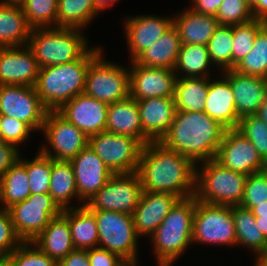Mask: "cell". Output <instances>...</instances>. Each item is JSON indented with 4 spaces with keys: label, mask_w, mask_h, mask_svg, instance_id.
<instances>
[{
    "label": "cell",
    "mask_w": 267,
    "mask_h": 266,
    "mask_svg": "<svg viewBox=\"0 0 267 266\" xmlns=\"http://www.w3.org/2000/svg\"><path fill=\"white\" fill-rule=\"evenodd\" d=\"M24 0H1V4L21 5Z\"/></svg>",
    "instance_id": "58"
},
{
    "label": "cell",
    "mask_w": 267,
    "mask_h": 266,
    "mask_svg": "<svg viewBox=\"0 0 267 266\" xmlns=\"http://www.w3.org/2000/svg\"><path fill=\"white\" fill-rule=\"evenodd\" d=\"M182 44L205 45L219 26L214 16L198 13L188 8L173 18Z\"/></svg>",
    "instance_id": "26"
},
{
    "label": "cell",
    "mask_w": 267,
    "mask_h": 266,
    "mask_svg": "<svg viewBox=\"0 0 267 266\" xmlns=\"http://www.w3.org/2000/svg\"><path fill=\"white\" fill-rule=\"evenodd\" d=\"M0 266H13L7 258H0Z\"/></svg>",
    "instance_id": "59"
},
{
    "label": "cell",
    "mask_w": 267,
    "mask_h": 266,
    "mask_svg": "<svg viewBox=\"0 0 267 266\" xmlns=\"http://www.w3.org/2000/svg\"><path fill=\"white\" fill-rule=\"evenodd\" d=\"M62 210L68 220L75 249L88 250L98 247L99 236L95 214L86 206H70Z\"/></svg>",
    "instance_id": "29"
},
{
    "label": "cell",
    "mask_w": 267,
    "mask_h": 266,
    "mask_svg": "<svg viewBox=\"0 0 267 266\" xmlns=\"http://www.w3.org/2000/svg\"><path fill=\"white\" fill-rule=\"evenodd\" d=\"M105 131L130 136L144 146L145 133L140 122L137 101L128 97L122 101L110 103L107 110Z\"/></svg>",
    "instance_id": "25"
},
{
    "label": "cell",
    "mask_w": 267,
    "mask_h": 266,
    "mask_svg": "<svg viewBox=\"0 0 267 266\" xmlns=\"http://www.w3.org/2000/svg\"><path fill=\"white\" fill-rule=\"evenodd\" d=\"M255 115L263 120L267 125V96L265 97L264 101L261 103V106L255 113Z\"/></svg>",
    "instance_id": "54"
},
{
    "label": "cell",
    "mask_w": 267,
    "mask_h": 266,
    "mask_svg": "<svg viewBox=\"0 0 267 266\" xmlns=\"http://www.w3.org/2000/svg\"><path fill=\"white\" fill-rule=\"evenodd\" d=\"M124 22V32L130 59L133 61L140 53L153 45L173 24V18L155 15L128 17Z\"/></svg>",
    "instance_id": "20"
},
{
    "label": "cell",
    "mask_w": 267,
    "mask_h": 266,
    "mask_svg": "<svg viewBox=\"0 0 267 266\" xmlns=\"http://www.w3.org/2000/svg\"><path fill=\"white\" fill-rule=\"evenodd\" d=\"M234 70L267 79V23L258 31L251 51L235 65Z\"/></svg>",
    "instance_id": "38"
},
{
    "label": "cell",
    "mask_w": 267,
    "mask_h": 266,
    "mask_svg": "<svg viewBox=\"0 0 267 266\" xmlns=\"http://www.w3.org/2000/svg\"><path fill=\"white\" fill-rule=\"evenodd\" d=\"M96 8L102 12L107 7L112 6L117 0H93Z\"/></svg>",
    "instance_id": "56"
},
{
    "label": "cell",
    "mask_w": 267,
    "mask_h": 266,
    "mask_svg": "<svg viewBox=\"0 0 267 266\" xmlns=\"http://www.w3.org/2000/svg\"><path fill=\"white\" fill-rule=\"evenodd\" d=\"M210 64L212 65V61L207 46L182 44L174 72L177 78H182V76L183 78H209Z\"/></svg>",
    "instance_id": "35"
},
{
    "label": "cell",
    "mask_w": 267,
    "mask_h": 266,
    "mask_svg": "<svg viewBox=\"0 0 267 266\" xmlns=\"http://www.w3.org/2000/svg\"><path fill=\"white\" fill-rule=\"evenodd\" d=\"M30 195L26 167L18 160L0 179V204H3L0 208L8 210L14 204L25 201Z\"/></svg>",
    "instance_id": "34"
},
{
    "label": "cell",
    "mask_w": 267,
    "mask_h": 266,
    "mask_svg": "<svg viewBox=\"0 0 267 266\" xmlns=\"http://www.w3.org/2000/svg\"><path fill=\"white\" fill-rule=\"evenodd\" d=\"M256 225L259 227V231L267 239V216L255 217Z\"/></svg>",
    "instance_id": "55"
},
{
    "label": "cell",
    "mask_w": 267,
    "mask_h": 266,
    "mask_svg": "<svg viewBox=\"0 0 267 266\" xmlns=\"http://www.w3.org/2000/svg\"><path fill=\"white\" fill-rule=\"evenodd\" d=\"M257 256V258L255 259V266H267V251L260 253L258 255H255V257Z\"/></svg>",
    "instance_id": "57"
},
{
    "label": "cell",
    "mask_w": 267,
    "mask_h": 266,
    "mask_svg": "<svg viewBox=\"0 0 267 266\" xmlns=\"http://www.w3.org/2000/svg\"><path fill=\"white\" fill-rule=\"evenodd\" d=\"M219 80L208 82V94L204 112L227 129H235L239 124L234 95L229 80L221 74ZM211 80V82H210Z\"/></svg>",
    "instance_id": "24"
},
{
    "label": "cell",
    "mask_w": 267,
    "mask_h": 266,
    "mask_svg": "<svg viewBox=\"0 0 267 266\" xmlns=\"http://www.w3.org/2000/svg\"><path fill=\"white\" fill-rule=\"evenodd\" d=\"M109 104L81 93L66 102L58 112L87 137L104 132Z\"/></svg>",
    "instance_id": "18"
},
{
    "label": "cell",
    "mask_w": 267,
    "mask_h": 266,
    "mask_svg": "<svg viewBox=\"0 0 267 266\" xmlns=\"http://www.w3.org/2000/svg\"><path fill=\"white\" fill-rule=\"evenodd\" d=\"M70 163L74 171L76 188L82 205H85L113 175L88 145L70 160Z\"/></svg>",
    "instance_id": "17"
},
{
    "label": "cell",
    "mask_w": 267,
    "mask_h": 266,
    "mask_svg": "<svg viewBox=\"0 0 267 266\" xmlns=\"http://www.w3.org/2000/svg\"><path fill=\"white\" fill-rule=\"evenodd\" d=\"M19 161L26 167L31 194H49L52 158L38 151L33 160L21 159L20 155Z\"/></svg>",
    "instance_id": "40"
},
{
    "label": "cell",
    "mask_w": 267,
    "mask_h": 266,
    "mask_svg": "<svg viewBox=\"0 0 267 266\" xmlns=\"http://www.w3.org/2000/svg\"><path fill=\"white\" fill-rule=\"evenodd\" d=\"M57 5L58 0H24L20 6L34 29L57 27Z\"/></svg>",
    "instance_id": "39"
},
{
    "label": "cell",
    "mask_w": 267,
    "mask_h": 266,
    "mask_svg": "<svg viewBox=\"0 0 267 266\" xmlns=\"http://www.w3.org/2000/svg\"><path fill=\"white\" fill-rule=\"evenodd\" d=\"M34 131L28 124L9 116H1L0 140L18 147Z\"/></svg>",
    "instance_id": "47"
},
{
    "label": "cell",
    "mask_w": 267,
    "mask_h": 266,
    "mask_svg": "<svg viewBox=\"0 0 267 266\" xmlns=\"http://www.w3.org/2000/svg\"><path fill=\"white\" fill-rule=\"evenodd\" d=\"M81 29L65 27L34 28L27 43L39 68L70 63L81 58L88 48Z\"/></svg>",
    "instance_id": "5"
},
{
    "label": "cell",
    "mask_w": 267,
    "mask_h": 266,
    "mask_svg": "<svg viewBox=\"0 0 267 266\" xmlns=\"http://www.w3.org/2000/svg\"><path fill=\"white\" fill-rule=\"evenodd\" d=\"M101 51V47H90L78 60L40 68L34 88L48 111H58L70 99L84 93L89 64Z\"/></svg>",
    "instance_id": "3"
},
{
    "label": "cell",
    "mask_w": 267,
    "mask_h": 266,
    "mask_svg": "<svg viewBox=\"0 0 267 266\" xmlns=\"http://www.w3.org/2000/svg\"><path fill=\"white\" fill-rule=\"evenodd\" d=\"M248 4L254 19H261L267 22V0H249Z\"/></svg>",
    "instance_id": "52"
},
{
    "label": "cell",
    "mask_w": 267,
    "mask_h": 266,
    "mask_svg": "<svg viewBox=\"0 0 267 266\" xmlns=\"http://www.w3.org/2000/svg\"><path fill=\"white\" fill-rule=\"evenodd\" d=\"M219 25H238L254 19L246 0H223L216 14Z\"/></svg>",
    "instance_id": "44"
},
{
    "label": "cell",
    "mask_w": 267,
    "mask_h": 266,
    "mask_svg": "<svg viewBox=\"0 0 267 266\" xmlns=\"http://www.w3.org/2000/svg\"><path fill=\"white\" fill-rule=\"evenodd\" d=\"M39 66L27 45L0 47V85H35Z\"/></svg>",
    "instance_id": "19"
},
{
    "label": "cell",
    "mask_w": 267,
    "mask_h": 266,
    "mask_svg": "<svg viewBox=\"0 0 267 266\" xmlns=\"http://www.w3.org/2000/svg\"><path fill=\"white\" fill-rule=\"evenodd\" d=\"M90 266H122L126 261L118 254L96 247L88 249Z\"/></svg>",
    "instance_id": "48"
},
{
    "label": "cell",
    "mask_w": 267,
    "mask_h": 266,
    "mask_svg": "<svg viewBox=\"0 0 267 266\" xmlns=\"http://www.w3.org/2000/svg\"><path fill=\"white\" fill-rule=\"evenodd\" d=\"M96 217L98 247L118 254L126 262H138L137 239L133 215L91 210Z\"/></svg>",
    "instance_id": "7"
},
{
    "label": "cell",
    "mask_w": 267,
    "mask_h": 266,
    "mask_svg": "<svg viewBox=\"0 0 267 266\" xmlns=\"http://www.w3.org/2000/svg\"><path fill=\"white\" fill-rule=\"evenodd\" d=\"M31 30L20 5L0 3V47L27 45Z\"/></svg>",
    "instance_id": "30"
},
{
    "label": "cell",
    "mask_w": 267,
    "mask_h": 266,
    "mask_svg": "<svg viewBox=\"0 0 267 266\" xmlns=\"http://www.w3.org/2000/svg\"><path fill=\"white\" fill-rule=\"evenodd\" d=\"M212 63L221 72L233 69V25H219L207 44Z\"/></svg>",
    "instance_id": "37"
},
{
    "label": "cell",
    "mask_w": 267,
    "mask_h": 266,
    "mask_svg": "<svg viewBox=\"0 0 267 266\" xmlns=\"http://www.w3.org/2000/svg\"><path fill=\"white\" fill-rule=\"evenodd\" d=\"M201 165V168L196 165V200L214 205H240L247 175L225 168L215 159Z\"/></svg>",
    "instance_id": "6"
},
{
    "label": "cell",
    "mask_w": 267,
    "mask_h": 266,
    "mask_svg": "<svg viewBox=\"0 0 267 266\" xmlns=\"http://www.w3.org/2000/svg\"><path fill=\"white\" fill-rule=\"evenodd\" d=\"M236 245L231 206L207 204L196 200L192 243Z\"/></svg>",
    "instance_id": "9"
},
{
    "label": "cell",
    "mask_w": 267,
    "mask_h": 266,
    "mask_svg": "<svg viewBox=\"0 0 267 266\" xmlns=\"http://www.w3.org/2000/svg\"><path fill=\"white\" fill-rule=\"evenodd\" d=\"M99 12L93 0H58L57 27L82 29Z\"/></svg>",
    "instance_id": "36"
},
{
    "label": "cell",
    "mask_w": 267,
    "mask_h": 266,
    "mask_svg": "<svg viewBox=\"0 0 267 266\" xmlns=\"http://www.w3.org/2000/svg\"><path fill=\"white\" fill-rule=\"evenodd\" d=\"M182 42L172 24L153 45L140 53L133 61L142 66L174 70Z\"/></svg>",
    "instance_id": "27"
},
{
    "label": "cell",
    "mask_w": 267,
    "mask_h": 266,
    "mask_svg": "<svg viewBox=\"0 0 267 266\" xmlns=\"http://www.w3.org/2000/svg\"><path fill=\"white\" fill-rule=\"evenodd\" d=\"M223 0H192L190 9L205 15L216 16Z\"/></svg>",
    "instance_id": "51"
},
{
    "label": "cell",
    "mask_w": 267,
    "mask_h": 266,
    "mask_svg": "<svg viewBox=\"0 0 267 266\" xmlns=\"http://www.w3.org/2000/svg\"><path fill=\"white\" fill-rule=\"evenodd\" d=\"M145 145L159 142L171 126L176 112L174 97H155L137 101Z\"/></svg>",
    "instance_id": "22"
},
{
    "label": "cell",
    "mask_w": 267,
    "mask_h": 266,
    "mask_svg": "<svg viewBox=\"0 0 267 266\" xmlns=\"http://www.w3.org/2000/svg\"><path fill=\"white\" fill-rule=\"evenodd\" d=\"M267 22L253 19L247 23L233 25V69L253 48L258 31Z\"/></svg>",
    "instance_id": "41"
},
{
    "label": "cell",
    "mask_w": 267,
    "mask_h": 266,
    "mask_svg": "<svg viewBox=\"0 0 267 266\" xmlns=\"http://www.w3.org/2000/svg\"><path fill=\"white\" fill-rule=\"evenodd\" d=\"M22 242L15 231L9 210L0 208V258H7Z\"/></svg>",
    "instance_id": "46"
},
{
    "label": "cell",
    "mask_w": 267,
    "mask_h": 266,
    "mask_svg": "<svg viewBox=\"0 0 267 266\" xmlns=\"http://www.w3.org/2000/svg\"><path fill=\"white\" fill-rule=\"evenodd\" d=\"M137 262H126L122 266H136Z\"/></svg>",
    "instance_id": "60"
},
{
    "label": "cell",
    "mask_w": 267,
    "mask_h": 266,
    "mask_svg": "<svg viewBox=\"0 0 267 266\" xmlns=\"http://www.w3.org/2000/svg\"><path fill=\"white\" fill-rule=\"evenodd\" d=\"M57 266H90L88 250L74 249Z\"/></svg>",
    "instance_id": "50"
},
{
    "label": "cell",
    "mask_w": 267,
    "mask_h": 266,
    "mask_svg": "<svg viewBox=\"0 0 267 266\" xmlns=\"http://www.w3.org/2000/svg\"><path fill=\"white\" fill-rule=\"evenodd\" d=\"M231 215L235 224L236 245L253 250L254 254L267 251V239L259 231L251 209L241 205L231 206Z\"/></svg>",
    "instance_id": "31"
},
{
    "label": "cell",
    "mask_w": 267,
    "mask_h": 266,
    "mask_svg": "<svg viewBox=\"0 0 267 266\" xmlns=\"http://www.w3.org/2000/svg\"><path fill=\"white\" fill-rule=\"evenodd\" d=\"M48 110L33 86L0 85V115L9 116L41 130Z\"/></svg>",
    "instance_id": "14"
},
{
    "label": "cell",
    "mask_w": 267,
    "mask_h": 266,
    "mask_svg": "<svg viewBox=\"0 0 267 266\" xmlns=\"http://www.w3.org/2000/svg\"><path fill=\"white\" fill-rule=\"evenodd\" d=\"M18 147L0 140V179L19 160Z\"/></svg>",
    "instance_id": "49"
},
{
    "label": "cell",
    "mask_w": 267,
    "mask_h": 266,
    "mask_svg": "<svg viewBox=\"0 0 267 266\" xmlns=\"http://www.w3.org/2000/svg\"><path fill=\"white\" fill-rule=\"evenodd\" d=\"M49 195L61 210L70 209L72 198L79 199L70 161L52 159Z\"/></svg>",
    "instance_id": "33"
},
{
    "label": "cell",
    "mask_w": 267,
    "mask_h": 266,
    "mask_svg": "<svg viewBox=\"0 0 267 266\" xmlns=\"http://www.w3.org/2000/svg\"><path fill=\"white\" fill-rule=\"evenodd\" d=\"M130 97L136 101L155 97H174L176 73L172 69L147 67L131 61Z\"/></svg>",
    "instance_id": "16"
},
{
    "label": "cell",
    "mask_w": 267,
    "mask_h": 266,
    "mask_svg": "<svg viewBox=\"0 0 267 266\" xmlns=\"http://www.w3.org/2000/svg\"><path fill=\"white\" fill-rule=\"evenodd\" d=\"M195 207L194 196L179 199L151 235L159 266H171L192 244Z\"/></svg>",
    "instance_id": "4"
},
{
    "label": "cell",
    "mask_w": 267,
    "mask_h": 266,
    "mask_svg": "<svg viewBox=\"0 0 267 266\" xmlns=\"http://www.w3.org/2000/svg\"><path fill=\"white\" fill-rule=\"evenodd\" d=\"M33 246V247H32ZM7 259L13 266H57L58 263L32 242H22Z\"/></svg>",
    "instance_id": "43"
},
{
    "label": "cell",
    "mask_w": 267,
    "mask_h": 266,
    "mask_svg": "<svg viewBox=\"0 0 267 266\" xmlns=\"http://www.w3.org/2000/svg\"><path fill=\"white\" fill-rule=\"evenodd\" d=\"M102 54L103 51L89 64L84 93L107 104L130 97V70L106 61Z\"/></svg>",
    "instance_id": "8"
},
{
    "label": "cell",
    "mask_w": 267,
    "mask_h": 266,
    "mask_svg": "<svg viewBox=\"0 0 267 266\" xmlns=\"http://www.w3.org/2000/svg\"><path fill=\"white\" fill-rule=\"evenodd\" d=\"M41 131L50 147L39 151L56 161H70L88 145V137L58 111L47 112Z\"/></svg>",
    "instance_id": "13"
},
{
    "label": "cell",
    "mask_w": 267,
    "mask_h": 266,
    "mask_svg": "<svg viewBox=\"0 0 267 266\" xmlns=\"http://www.w3.org/2000/svg\"><path fill=\"white\" fill-rule=\"evenodd\" d=\"M243 134L267 163V125L256 115H248L239 120L236 128Z\"/></svg>",
    "instance_id": "42"
},
{
    "label": "cell",
    "mask_w": 267,
    "mask_h": 266,
    "mask_svg": "<svg viewBox=\"0 0 267 266\" xmlns=\"http://www.w3.org/2000/svg\"><path fill=\"white\" fill-rule=\"evenodd\" d=\"M136 173L143 191L172 193L180 199L195 196L196 165L160 142L142 147Z\"/></svg>",
    "instance_id": "1"
},
{
    "label": "cell",
    "mask_w": 267,
    "mask_h": 266,
    "mask_svg": "<svg viewBox=\"0 0 267 266\" xmlns=\"http://www.w3.org/2000/svg\"><path fill=\"white\" fill-rule=\"evenodd\" d=\"M88 146L113 174L137 172L143 146L136 139L104 131L88 137Z\"/></svg>",
    "instance_id": "10"
},
{
    "label": "cell",
    "mask_w": 267,
    "mask_h": 266,
    "mask_svg": "<svg viewBox=\"0 0 267 266\" xmlns=\"http://www.w3.org/2000/svg\"><path fill=\"white\" fill-rule=\"evenodd\" d=\"M215 160L230 170L250 175L263 171L267 163L252 143L236 128L227 129Z\"/></svg>",
    "instance_id": "15"
},
{
    "label": "cell",
    "mask_w": 267,
    "mask_h": 266,
    "mask_svg": "<svg viewBox=\"0 0 267 266\" xmlns=\"http://www.w3.org/2000/svg\"><path fill=\"white\" fill-rule=\"evenodd\" d=\"M263 202H267V169L247 175L240 205L252 210Z\"/></svg>",
    "instance_id": "45"
},
{
    "label": "cell",
    "mask_w": 267,
    "mask_h": 266,
    "mask_svg": "<svg viewBox=\"0 0 267 266\" xmlns=\"http://www.w3.org/2000/svg\"><path fill=\"white\" fill-rule=\"evenodd\" d=\"M32 243L57 263L75 249L68 220L62 214L53 218Z\"/></svg>",
    "instance_id": "28"
},
{
    "label": "cell",
    "mask_w": 267,
    "mask_h": 266,
    "mask_svg": "<svg viewBox=\"0 0 267 266\" xmlns=\"http://www.w3.org/2000/svg\"><path fill=\"white\" fill-rule=\"evenodd\" d=\"M12 223L23 242H33L62 210L49 194H31L9 209Z\"/></svg>",
    "instance_id": "11"
},
{
    "label": "cell",
    "mask_w": 267,
    "mask_h": 266,
    "mask_svg": "<svg viewBox=\"0 0 267 266\" xmlns=\"http://www.w3.org/2000/svg\"><path fill=\"white\" fill-rule=\"evenodd\" d=\"M226 131L227 128L205 112L176 111L159 142L199 166V161L215 159Z\"/></svg>",
    "instance_id": "2"
},
{
    "label": "cell",
    "mask_w": 267,
    "mask_h": 266,
    "mask_svg": "<svg viewBox=\"0 0 267 266\" xmlns=\"http://www.w3.org/2000/svg\"><path fill=\"white\" fill-rule=\"evenodd\" d=\"M209 78H177L174 101L176 111L204 112Z\"/></svg>",
    "instance_id": "32"
},
{
    "label": "cell",
    "mask_w": 267,
    "mask_h": 266,
    "mask_svg": "<svg viewBox=\"0 0 267 266\" xmlns=\"http://www.w3.org/2000/svg\"><path fill=\"white\" fill-rule=\"evenodd\" d=\"M223 74L230 82L239 118L255 115L267 96V79L234 69L226 70Z\"/></svg>",
    "instance_id": "23"
},
{
    "label": "cell",
    "mask_w": 267,
    "mask_h": 266,
    "mask_svg": "<svg viewBox=\"0 0 267 266\" xmlns=\"http://www.w3.org/2000/svg\"><path fill=\"white\" fill-rule=\"evenodd\" d=\"M143 188L136 172L113 174L85 204L90 210L115 211L133 215Z\"/></svg>",
    "instance_id": "12"
},
{
    "label": "cell",
    "mask_w": 267,
    "mask_h": 266,
    "mask_svg": "<svg viewBox=\"0 0 267 266\" xmlns=\"http://www.w3.org/2000/svg\"><path fill=\"white\" fill-rule=\"evenodd\" d=\"M179 199L172 193L143 191L133 213L137 235L150 238Z\"/></svg>",
    "instance_id": "21"
},
{
    "label": "cell",
    "mask_w": 267,
    "mask_h": 266,
    "mask_svg": "<svg viewBox=\"0 0 267 266\" xmlns=\"http://www.w3.org/2000/svg\"><path fill=\"white\" fill-rule=\"evenodd\" d=\"M251 211L255 217L267 216V202L256 203V207Z\"/></svg>",
    "instance_id": "53"
}]
</instances>
